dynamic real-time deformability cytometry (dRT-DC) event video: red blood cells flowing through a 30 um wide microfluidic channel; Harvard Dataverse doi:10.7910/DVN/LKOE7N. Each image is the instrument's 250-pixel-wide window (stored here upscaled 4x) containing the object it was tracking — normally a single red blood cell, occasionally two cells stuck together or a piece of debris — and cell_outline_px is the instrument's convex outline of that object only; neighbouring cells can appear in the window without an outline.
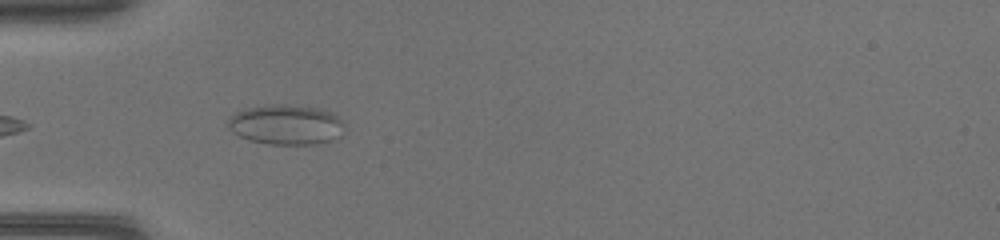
{"species": "common noctule bat (a hibernating species)", "species_latin": "Nyctalus noctula", "temperature_condition": "warm", "stored_images_in_passage": 6, "camera_frame_rate_fps": 3000, "um_per_image_px": 0.085, "animal": {"sex": "female", "body_mass_g": 17.0, "forearm_length_mm": 48.0}, "frame": {"image": 1, "passage_image": 2, "time_ms": 0.333, "image_size_px": [1000, 240], "cell_outline_px": [[344, 124], [340, 136], [316, 144], [268, 144], [252, 140], [240, 136], [232, 132], [228, 128], [228, 120], [240, 108], [268, 104], [284, 104], [320, 108], [332, 112]], "centroid_in_image_um": [24.28, 10.57], "position_along_channel_um": 60.7, "area_um2": 27.17}}